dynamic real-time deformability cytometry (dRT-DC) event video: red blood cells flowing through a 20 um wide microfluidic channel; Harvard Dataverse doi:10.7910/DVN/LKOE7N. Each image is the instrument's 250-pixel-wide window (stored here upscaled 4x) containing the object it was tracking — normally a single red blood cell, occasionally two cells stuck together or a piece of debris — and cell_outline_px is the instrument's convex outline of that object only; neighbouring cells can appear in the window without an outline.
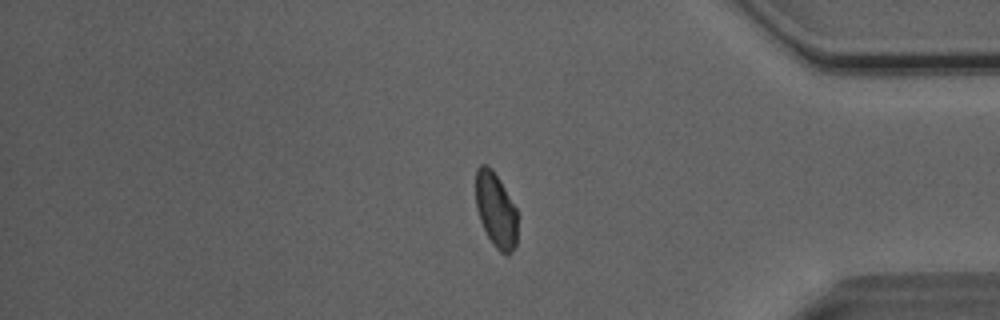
{"species": "Egyptian fruit bat (a non-hibernating species)", "species_latin": "Rousettus aegyptiacus", "temperature_condition": "room temperature", "stored_images_in_passage": 52, "segment_of_instrument_passage": [1, 2], "camera_frame_rate_fps": 3000, "um_per_image_px": 0.085, "animal": {"sex": "male"}, "frame": {"image": 1, "passage_image": 43, "time_ms": 14.0, "image_size_px": [1000, 320], "cell_outline_px": [[520, 216], [516, 244], [512, 252], [504, 256], [492, 244], [480, 220], [476, 208], [476, 168], [480, 164], [488, 164], [492, 168], [516, 208]], "centroid_in_image_um": [42.18, 17.88], "position_along_channel_um": 393.0, "area_um2": 18.67}}
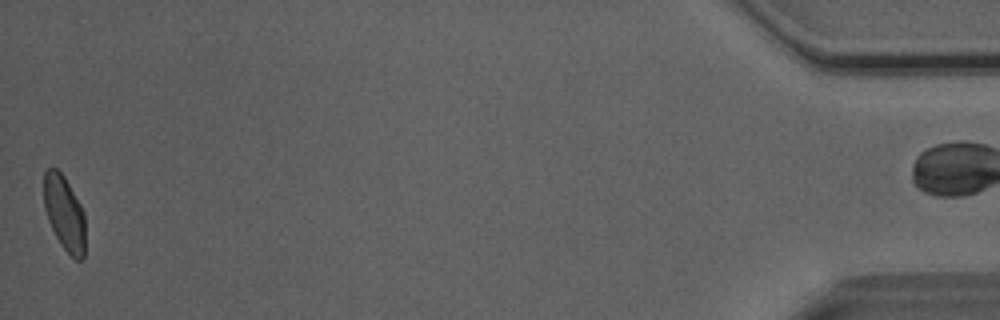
{"frame": {"image": 2, "passage_image": 51, "time_ms": 16.667, "image_size_px": [1000, 320], "cell_outline_px": [[84, 256], [80, 260], [76, 260], [60, 244], [48, 220], [44, 208], [44, 172], [48, 168], [56, 168], [64, 176], [80, 204], [84, 212]], "centroid_in_image_um": [5.46, 18.1], "position_along_channel_um": 429.7, "area_um2": 17.86}}